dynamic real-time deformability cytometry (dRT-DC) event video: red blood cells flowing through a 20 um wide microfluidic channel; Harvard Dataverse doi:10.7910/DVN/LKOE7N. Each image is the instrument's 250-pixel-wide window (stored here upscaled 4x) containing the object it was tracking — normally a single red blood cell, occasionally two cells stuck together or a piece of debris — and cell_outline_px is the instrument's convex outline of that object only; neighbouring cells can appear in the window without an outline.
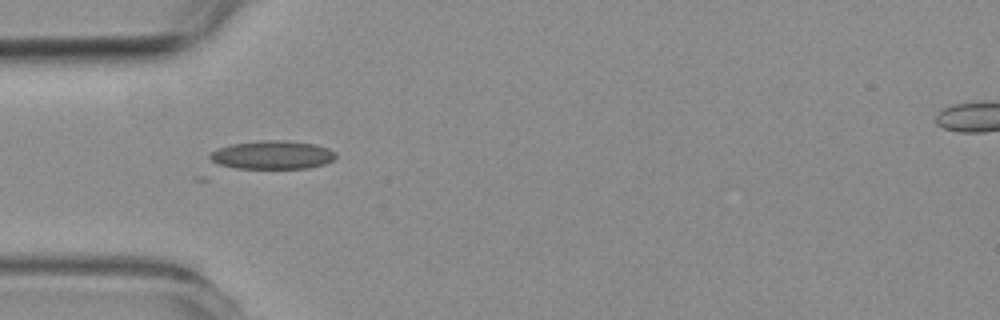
{"species": "common noctule bat (a hibernating species)", "species_latin": "Nyctalus noctula", "temperature_condition": "room temperature", "stored_images_in_passage": 4, "camera_frame_rate_fps": 3000, "um_per_image_px": 0.085, "animal": {"sex": "female", "body_mass_g": 19.3, "forearm_length_mm": 54.1}, "frame": {"image": 1, "passage_image": 2, "time_ms": 0.333, "image_size_px": [1000, 320], "cell_outline_px": [[336, 156], [332, 160], [324, 164], [308, 168], [236, 168], [220, 164], [212, 160], [208, 156], [212, 152], [220, 148], [232, 144], [264, 140], [280, 140], [316, 144], [328, 148], [336, 152]], "centroid_in_image_um": [23.19, 13.17], "position_along_channel_um": 61.8, "area_um2": 20.58}}